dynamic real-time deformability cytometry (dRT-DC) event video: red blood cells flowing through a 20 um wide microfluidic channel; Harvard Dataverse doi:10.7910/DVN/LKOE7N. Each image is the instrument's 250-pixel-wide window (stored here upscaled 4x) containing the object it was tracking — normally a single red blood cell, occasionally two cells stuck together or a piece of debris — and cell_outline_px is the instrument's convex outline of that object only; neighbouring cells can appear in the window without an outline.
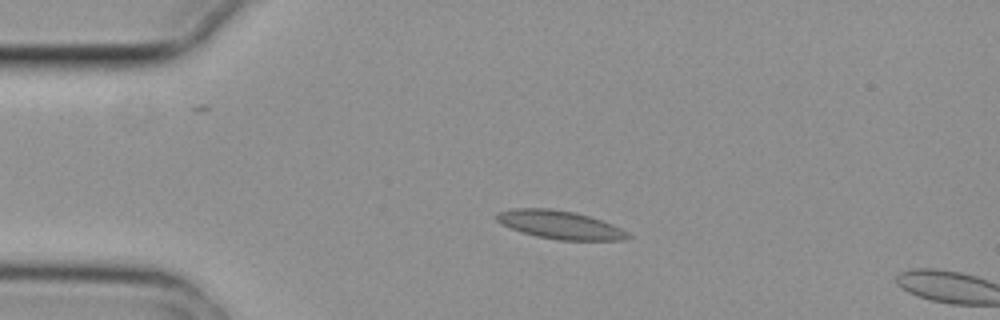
{"species": "common noctule bat (a hibernating species)", "species_latin": "Nyctalus noctula", "temperature_condition": "cold", "stored_images_in_passage": 4, "camera_frame_rate_fps": 3000, "um_per_image_px": 0.085, "animal": {"sex": "female", "body_mass_g": 29.2, "forearm_length_mm": 56.3}, "frame": {"image": 1, "passage_image": 3, "time_ms": 0.667, "image_size_px": [1000, 320], "cell_outline_px": [[632, 236], [624, 240], [556, 240], [536, 236], [520, 232], [496, 220], [496, 212], [512, 208], [548, 208], [576, 212], [612, 224], [628, 232]], "centroid_in_image_um": [47.59, 19.1], "position_along_channel_um": 37.4, "area_um2": 21.62}}